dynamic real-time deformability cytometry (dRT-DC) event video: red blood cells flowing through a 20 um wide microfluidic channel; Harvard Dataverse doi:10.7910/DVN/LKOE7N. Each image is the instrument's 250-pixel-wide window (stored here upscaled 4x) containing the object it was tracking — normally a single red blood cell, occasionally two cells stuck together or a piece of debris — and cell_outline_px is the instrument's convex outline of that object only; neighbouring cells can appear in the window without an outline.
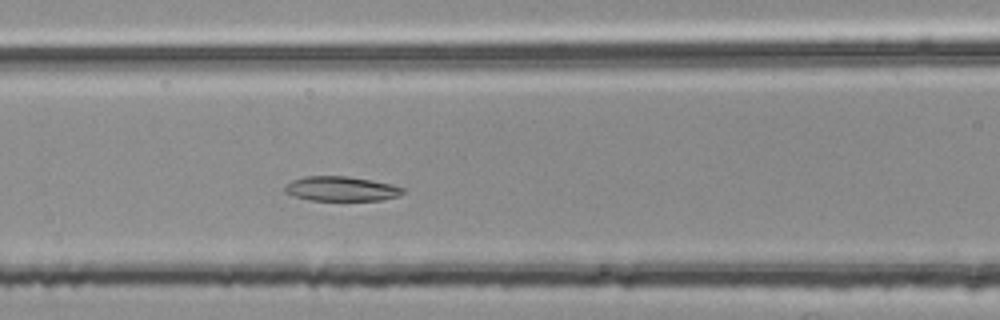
{"species": "common noctule bat (a hibernating species)", "species_latin": "Nyctalus noctula", "temperature_condition": "room temperature", "stored_images_in_passage": 33, "camera_frame_rate_fps": 3000, "um_per_image_px": 0.085, "animal": {"sex": "female", "body_mass_g": 25.1}, "frame": {"image": 1, "passage_image": 6, "time_ms": 1.667, "image_size_px": [1000, 320], "cell_outline_px": [[404, 192], [400, 196], [380, 200], [312, 200], [292, 196], [284, 192], [284, 184], [292, 180], [304, 176], [348, 176], [372, 180], [392, 184], [404, 188]], "centroid_in_image_um": [28.98, 16.04], "position_along_channel_um": 137.6, "area_um2": 17.11}}
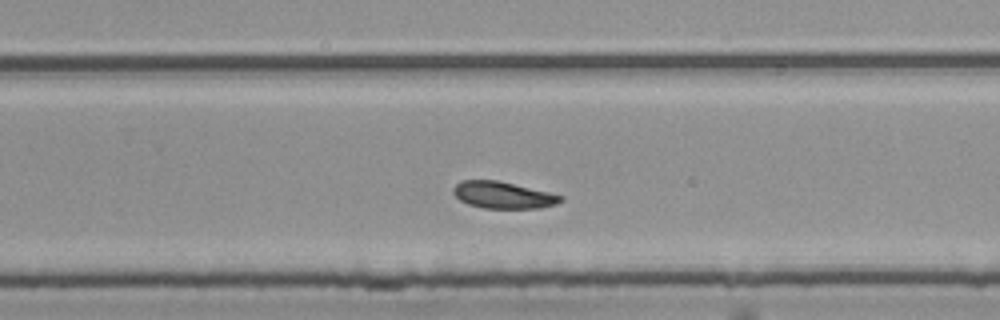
{"frame": {"image": 2, "passage_image": 18, "time_ms": 5.667, "image_size_px": [1000, 320], "cell_outline_px": [[564, 200], [556, 204], [536, 208], [484, 208], [468, 204], [460, 200], [452, 192], [452, 188], [460, 180], [496, 180], [548, 192], [564, 196]], "centroid_in_image_um": [42.73, 16.58], "position_along_channel_um": 287.1, "area_um2": 16.65}}
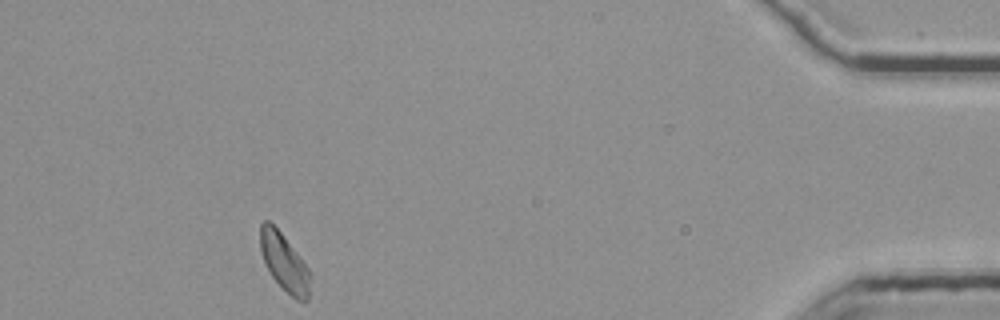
{"frame": {"image": 3, "passage_image": 33, "time_ms": 10.667, "image_size_px": [1000, 320], "cell_outline_px": [[312, 276], [308, 300], [304, 304], [296, 300], [272, 276], [260, 252], [260, 224], [264, 220], [268, 220], [280, 232], [296, 252], [308, 268]], "centroid_in_image_um": [24.19, 22.33], "position_along_channel_um": 411.0, "area_um2": 16.59}}